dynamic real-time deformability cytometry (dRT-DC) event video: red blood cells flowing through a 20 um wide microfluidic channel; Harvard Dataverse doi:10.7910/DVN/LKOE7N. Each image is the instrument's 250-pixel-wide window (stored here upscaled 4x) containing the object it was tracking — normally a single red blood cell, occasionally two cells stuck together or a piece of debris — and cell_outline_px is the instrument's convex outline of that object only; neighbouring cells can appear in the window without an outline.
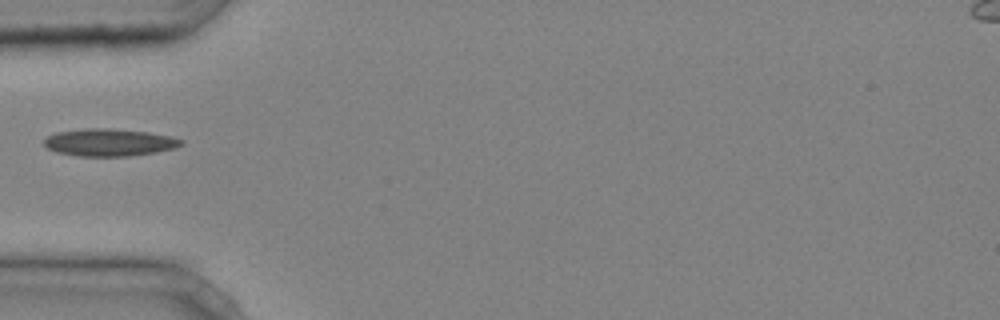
{"species": "common noctule bat (a hibernating species)", "species_latin": "Nyctalus noctula", "temperature_condition": "cold", "stored_images_in_passage": 28, "camera_frame_rate_fps": 3000, "um_per_image_px": 0.085, "animal": {"sex": "male", "body_mass_g": 20.4}, "frame": {"image": 1, "passage_image": 1, "time_ms": 0.0, "image_size_px": [1000, 320], "cell_outline_px": [[184, 144], [176, 148], [156, 152], [128, 156], [76, 156], [56, 152], [48, 148], [44, 144], [44, 140], [48, 136], [56, 132], [84, 128], [112, 128], [148, 132], [172, 136], [184, 140]], "centroid_in_image_um": [9.32, 12.1], "position_along_channel_um": 75.7, "area_um2": 22.08}}
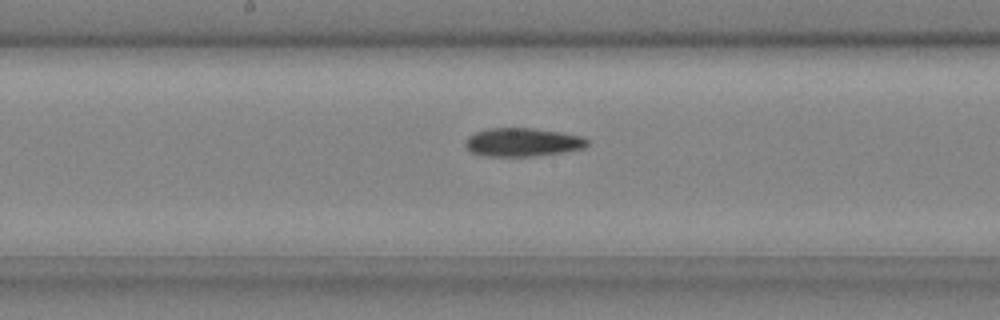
{"frame": {"image": 2, "passage_image": 10, "time_ms": 3.0, "image_size_px": [1000, 320], "cell_outline_px": [[588, 144], [584, 148], [564, 152], [532, 156], [484, 156], [472, 152], [464, 144], [464, 140], [468, 136], [476, 132], [488, 128], [532, 128], [560, 132], [580, 136], [588, 140]], "centroid_in_image_um": [44.39, 12.09], "position_along_channel_um": 203.8, "area_um2": 20.17}}
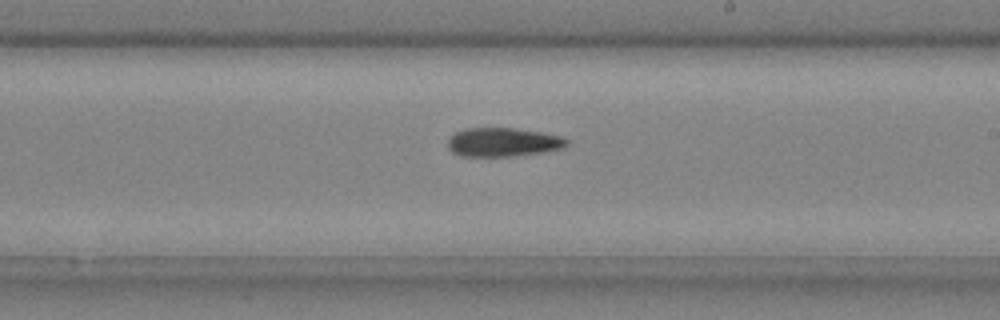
{"frame": {"image": 3, "passage_image": 13, "time_ms": 4.0, "image_size_px": [1000, 320], "cell_outline_px": [[568, 144], [564, 148], [540, 152], [512, 156], [460, 156], [452, 152], [448, 148], [448, 140], [456, 132], [464, 128], [516, 128], [540, 132], [560, 136], [568, 140]], "centroid_in_image_um": [42.74, 12.08], "position_along_channel_um": 246.3, "area_um2": 19.88}}